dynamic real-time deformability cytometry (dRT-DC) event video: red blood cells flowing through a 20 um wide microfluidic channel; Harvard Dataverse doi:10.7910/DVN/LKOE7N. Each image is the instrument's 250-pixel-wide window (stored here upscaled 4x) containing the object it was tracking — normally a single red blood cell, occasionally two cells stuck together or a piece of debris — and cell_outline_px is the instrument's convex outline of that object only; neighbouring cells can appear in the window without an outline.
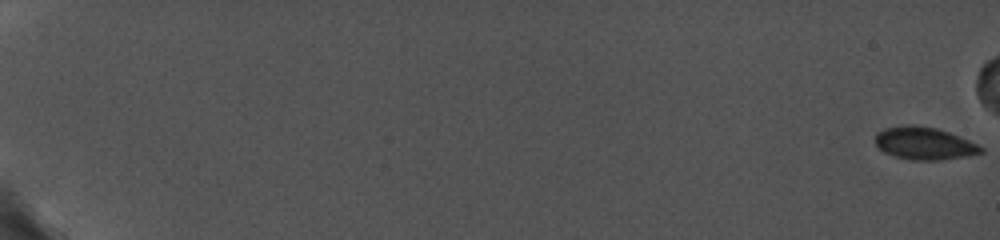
{"species": "common noctule bat (a hibernating species)", "species_latin": "Nyctalus noctula", "temperature_condition": "cold", "stored_images_in_passage": 61, "camera_frame_rate_fps": 5000, "um_per_image_px": 0.085, "animal": {"sex": "female", "body_mass_g": 19.0, "forearm_length_mm": 56.7}, "frame": {"image": 1, "passage_image": 1, "time_ms": 0.0, "image_size_px": [1000, 240], "cell_outline_px": [[984, 152], [964, 156], [940, 160], [912, 160], [896, 156], [884, 152], [876, 144], [876, 132], [884, 128], [904, 124], [912, 124], [936, 128], [960, 136], [984, 148]], "centroid_in_image_um": [78.54, 12.17], "position_along_channel_um": 6.5, "area_um2": 19.94}}
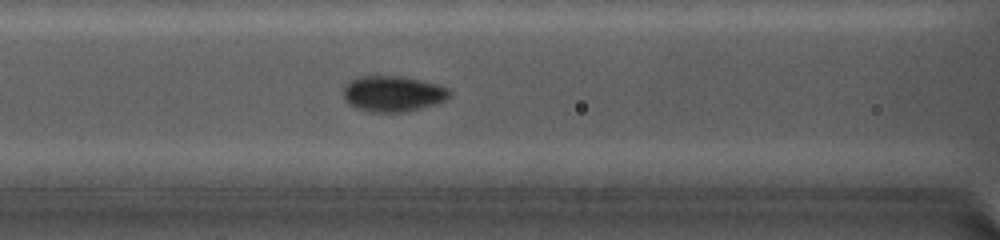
{"frame": {"image": 2, "passage_image": 50, "time_ms": 9.6, "image_size_px": [1000, 240], "cell_outline_px": [[452, 92], [444, 100], [436, 104], [408, 112], [368, 112], [356, 108], [348, 104], [344, 100], [344, 84], [348, 80], [356, 76], [404, 76], [440, 84], [448, 88]], "centroid_in_image_um": [33.38, 7.96], "position_along_channel_um": 133.2, "area_um2": 22.66}}
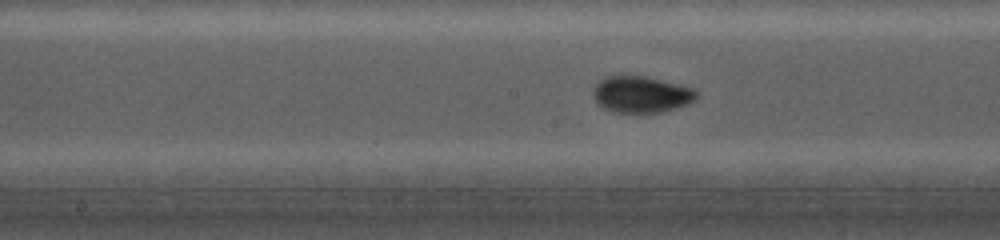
{"frame": {"image": 3, "passage_image": 57, "time_ms": 11.2, "image_size_px": [1000, 240], "cell_outline_px": [[696, 100], [688, 104], [676, 108], [660, 112], [640, 116], [616, 112], [604, 108], [596, 104], [592, 92], [596, 84], [604, 76], [644, 76], [680, 84], [692, 88], [696, 92]], "centroid_in_image_um": [54.48, 8.07], "position_along_channel_um": 193.7, "area_um2": 22.54}}